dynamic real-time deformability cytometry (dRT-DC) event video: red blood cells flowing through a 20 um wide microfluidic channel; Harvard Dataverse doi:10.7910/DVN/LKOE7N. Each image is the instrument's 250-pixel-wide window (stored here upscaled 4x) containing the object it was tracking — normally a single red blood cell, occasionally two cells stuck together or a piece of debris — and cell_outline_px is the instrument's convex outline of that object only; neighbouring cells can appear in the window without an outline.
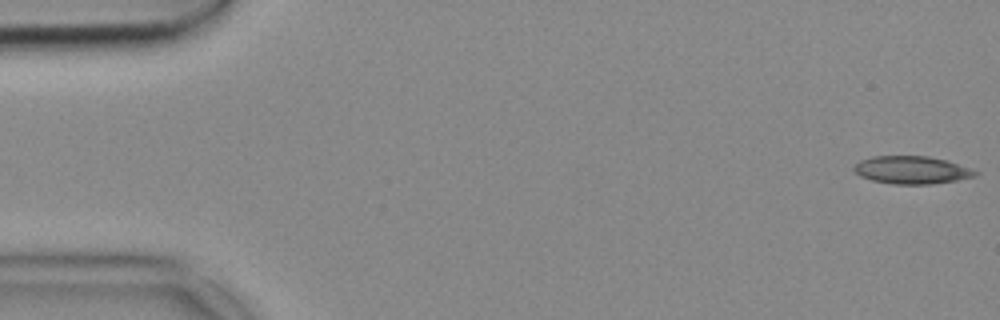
{"species": "common noctule bat (a hibernating species)", "species_latin": "Nyctalus noctula", "temperature_condition": "cold", "stored_images_in_passage": 53, "camera_frame_rate_fps": 3000, "um_per_image_px": 0.085, "animal": {"sex": "female", "body_mass_g": 18.4}, "frame": {"image": 1, "passage_image": 1, "time_ms": 0.0, "image_size_px": [1000, 320], "cell_outline_px": [[980, 172], [976, 176], [956, 180], [932, 184], [892, 184], [872, 180], [860, 176], [852, 168], [860, 160], [872, 156], [928, 156], [948, 160]], "centroid_in_image_um": [77.5, 14.44], "position_along_channel_um": 7.5, "area_um2": 19.65}}
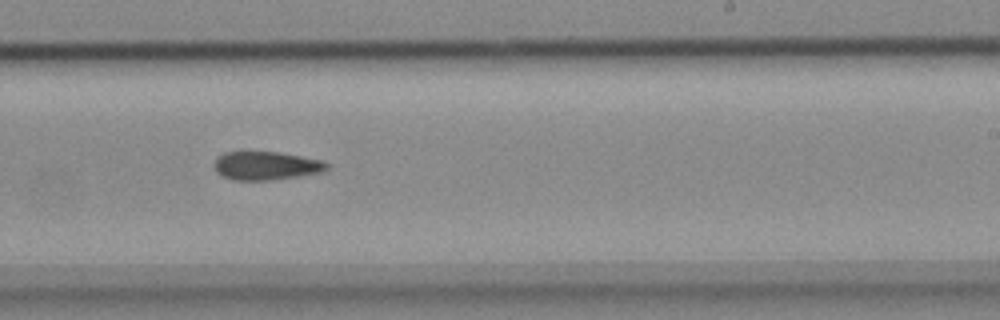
{"frame": {"image": 2, "passage_image": 32, "time_ms": 10.333, "image_size_px": [1000, 320], "cell_outline_px": [[328, 168], [320, 172], [272, 180], [232, 180], [220, 176], [216, 172], [216, 160], [224, 152], [276, 152], [300, 156], [320, 160], [328, 164]], "centroid_in_image_um": [22.58, 14.09], "position_along_channel_um": 266.4, "area_um2": 18.32}}
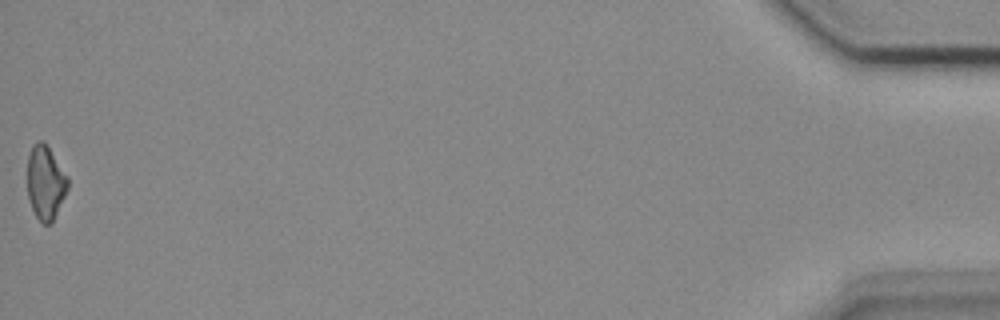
{"frame": {"image": 3, "passage_image": 53, "time_ms": 17.333, "image_size_px": [1000, 320], "cell_outline_px": [[68, 188], [52, 224], [44, 224], [36, 216], [28, 200], [28, 156], [32, 144], [36, 140], [44, 140], [68, 176]], "centroid_in_image_um": [3.87, 15.49], "position_along_channel_um": 431.3, "area_um2": 17.57}}